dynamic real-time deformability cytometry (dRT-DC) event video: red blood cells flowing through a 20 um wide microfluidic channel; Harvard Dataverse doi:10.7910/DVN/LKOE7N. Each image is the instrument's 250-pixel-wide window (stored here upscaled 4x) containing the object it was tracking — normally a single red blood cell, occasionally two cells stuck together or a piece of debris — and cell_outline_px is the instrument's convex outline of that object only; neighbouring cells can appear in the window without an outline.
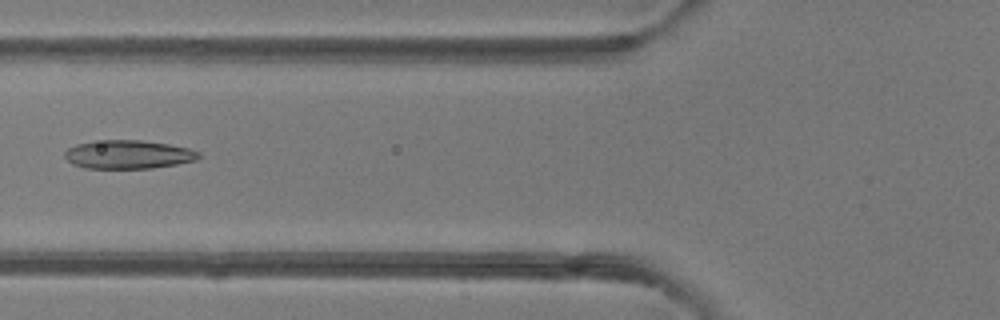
{"species": "common noctule bat (a hibernating species)", "species_latin": "Nyctalus noctula", "temperature_condition": "room temperature", "stored_images_in_passage": 5, "camera_frame_rate_fps": 3000, "um_per_image_px": 0.085, "animal": {"sex": "female"}, "frame": {"image": 1, "passage_image": 5, "time_ms": 5.667, "image_size_px": [1000, 320], "cell_outline_px": [[200, 156], [196, 160], [176, 164], [152, 168], [84, 168], [72, 164], [64, 156], [64, 152], [68, 148], [76, 144], [104, 140], [140, 140], [168, 144], [188, 148], [200, 152]], "centroid_in_image_um": [10.89, 13.13], "position_along_channel_um": 114.9, "area_um2": 22.2}}